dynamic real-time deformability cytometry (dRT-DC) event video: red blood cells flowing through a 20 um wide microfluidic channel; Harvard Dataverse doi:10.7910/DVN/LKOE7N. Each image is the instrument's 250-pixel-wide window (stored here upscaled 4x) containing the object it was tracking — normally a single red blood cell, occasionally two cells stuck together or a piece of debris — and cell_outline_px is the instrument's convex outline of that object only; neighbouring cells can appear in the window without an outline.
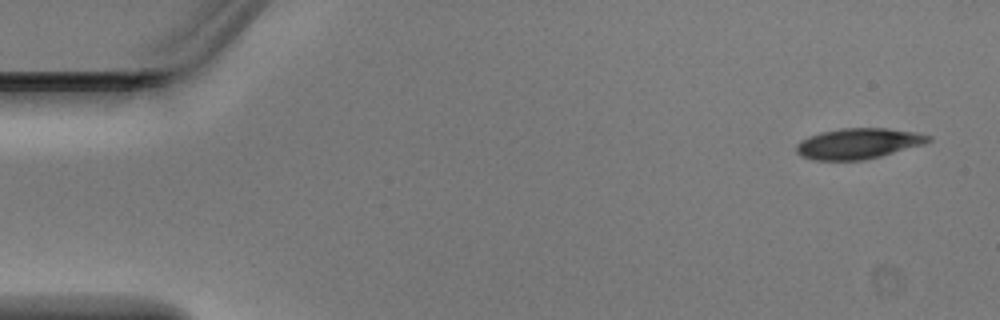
{"species": "Egyptian fruit bat (a non-hibernating species)", "species_latin": "Rousettus aegyptiacus", "temperature_condition": "warm", "stored_images_in_passage": 5, "camera_frame_rate_fps": 3000, "um_per_image_px": 0.085, "animal": {"sex": "male"}, "frame": {"image": 1, "passage_image": 1, "time_ms": 0.0, "image_size_px": [1000, 320], "cell_outline_px": [[932, 140], [924, 144], [880, 156], [864, 160], [812, 160], [800, 156], [796, 152], [796, 144], [800, 140], [808, 136], [820, 132], [840, 128], [888, 128], [916, 132], [932, 136]], "centroid_in_image_um": [72.93, 12.19], "position_along_channel_um": 12.1, "area_um2": 23.76}}